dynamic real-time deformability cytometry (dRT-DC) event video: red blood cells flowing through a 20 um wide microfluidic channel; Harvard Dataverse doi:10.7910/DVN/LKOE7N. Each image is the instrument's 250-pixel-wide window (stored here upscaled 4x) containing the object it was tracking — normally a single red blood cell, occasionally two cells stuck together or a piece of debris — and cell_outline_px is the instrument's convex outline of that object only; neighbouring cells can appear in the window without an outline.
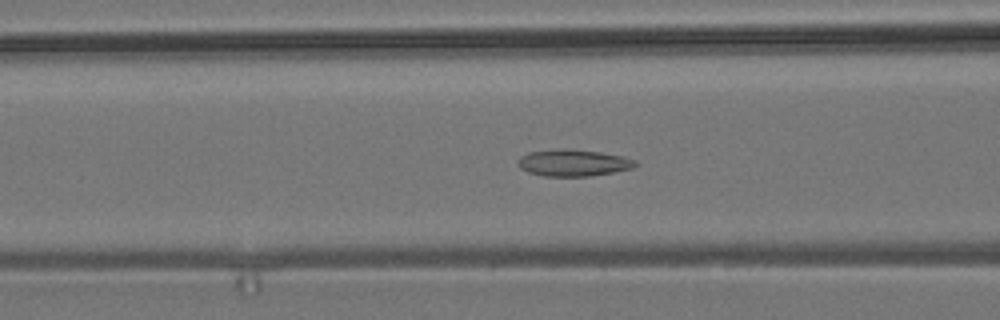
{"species": "common noctule bat (a hibernating species)", "species_latin": "Nyctalus noctula", "temperature_condition": "room temperature", "stored_images_in_passage": 38, "camera_frame_rate_fps": 3000, "um_per_image_px": 0.085, "animal": {"sex": "male", "body_mass_g": 19.2, "forearm_length_mm": 51.8}, "frame": {"image": 1, "passage_image": 11, "time_ms": 3.333, "image_size_px": [1000, 320], "cell_outline_px": [[640, 164], [632, 168], [612, 172], [588, 176], [544, 176], [528, 172], [520, 168], [516, 164], [516, 160], [520, 156], [528, 152], [560, 148], [564, 148], [600, 152], [624, 156], [636, 160]], "centroid_in_image_um": [48.71, 13.83], "position_along_channel_um": 117.9, "area_um2": 18.5}}
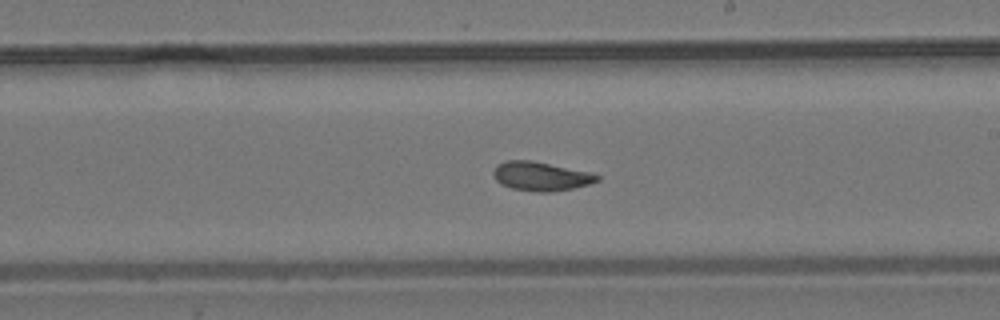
{"frame": {"image": 2, "passage_image": 21, "time_ms": 6.667, "image_size_px": [1000, 320], "cell_outline_px": [[600, 180], [588, 184], [572, 188], [548, 192], [536, 192], [512, 188], [500, 184], [496, 180], [492, 172], [496, 164], [504, 160], [532, 160], [592, 172], [600, 176]], "centroid_in_image_um": [45.95, 14.96], "position_along_channel_um": 243.0, "area_um2": 17.69}}
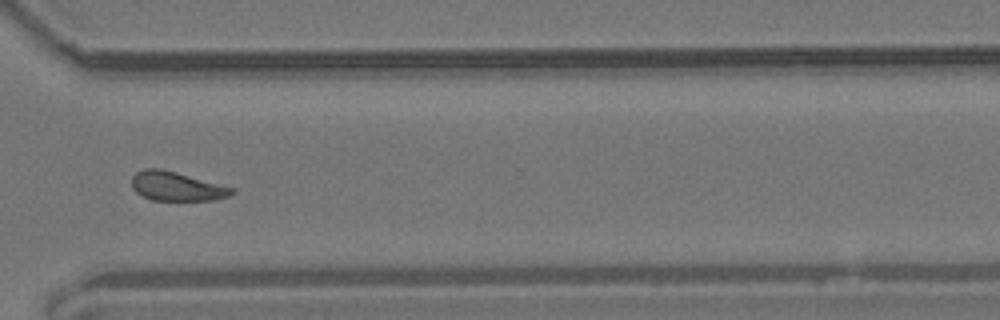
{"frame": {"image": 3, "passage_image": 30, "time_ms": 9.667, "image_size_px": [1000, 320], "cell_outline_px": [[236, 192], [228, 196], [216, 200], [152, 200], [136, 192], [132, 188], [132, 176], [136, 172], [144, 168], [160, 168], [176, 172], [236, 188]], "centroid_in_image_um": [15.03, 15.83], "position_along_channel_um": 355.6, "area_um2": 17.05}, "authors_computed_cell_mechanics": {"area_um2": 17.2533, "velocity_mm_per_s": 3.7502, "shape_relaxation_time_tau1_ms": 4.7431, "shape_relaxation_time_tau2_ms": 1.9892, "deformation_change_tau1": 0.1249, "deformation_change_tau2": 0.0779}}